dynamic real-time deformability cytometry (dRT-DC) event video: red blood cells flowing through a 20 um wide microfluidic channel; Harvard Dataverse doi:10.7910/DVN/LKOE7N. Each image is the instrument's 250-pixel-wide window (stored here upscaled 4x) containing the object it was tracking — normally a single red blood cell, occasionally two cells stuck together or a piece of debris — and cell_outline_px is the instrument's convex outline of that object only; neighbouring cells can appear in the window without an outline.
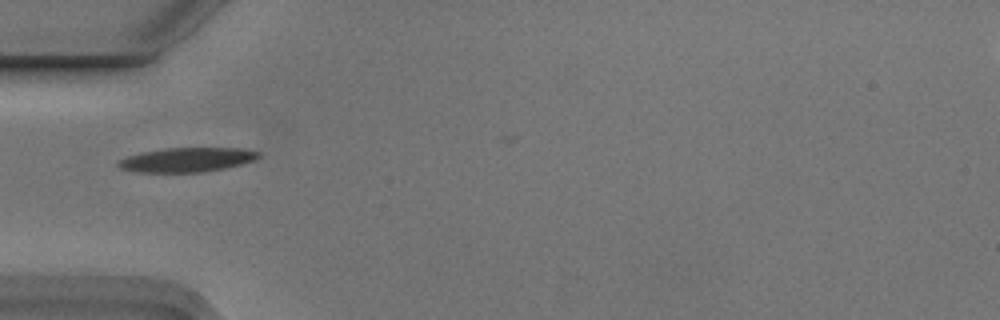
{"species": "Egyptian fruit bat (a non-hibernating species)", "species_latin": "Rousettus aegyptiacus", "temperature_condition": "cold", "stored_images_in_passage": 6, "camera_frame_rate_fps": 3000, "um_per_image_px": 0.085, "animal": {"sex": "male"}, "frame": {"image": 1, "passage_image": 3, "time_ms": 0.667, "image_size_px": [1000, 320], "cell_outline_px": [[260, 156], [256, 160], [224, 168], [200, 172], [136, 172], [120, 168], [116, 164], [120, 160], [128, 156], [140, 152], [168, 148], [240, 148], [260, 152]], "centroid_in_image_um": [15.89, 13.57], "position_along_channel_um": 69.1, "area_um2": 19.77}}
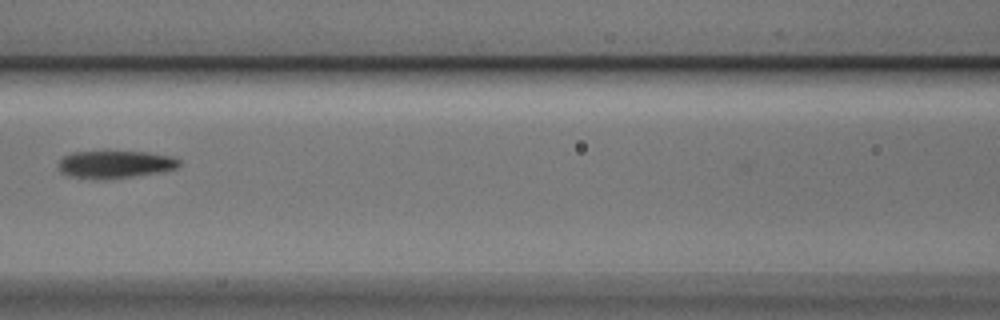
{"frame": {"image": 2, "passage_image": 5, "time_ms": 1.333, "image_size_px": [1000, 320], "cell_outline_px": [[180, 164], [176, 168], [164, 172], [100, 180], [68, 176], [60, 172], [56, 164], [64, 156], [72, 152], [144, 152], [172, 156], [180, 160]], "centroid_in_image_um": [9.76, 13.98], "position_along_channel_um": 156.8, "area_um2": 19.48}}
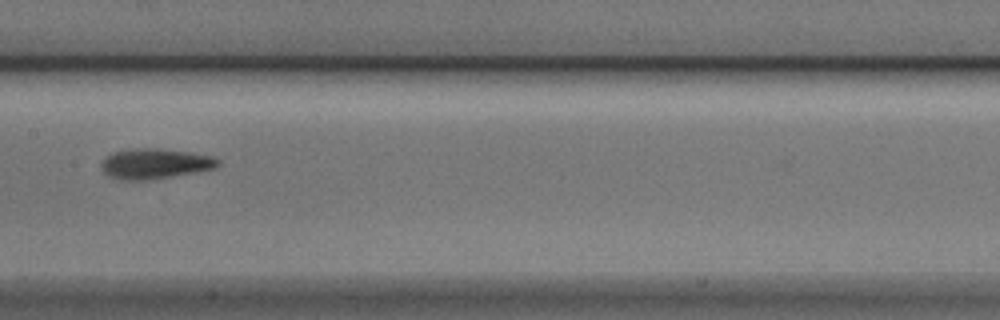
{"frame": {"image": 3, "passage_image": 6, "time_ms": 1.667, "image_size_px": [1000, 320], "cell_outline_px": [[220, 164], [212, 168], [192, 172], [148, 180], [120, 180], [108, 176], [104, 172], [100, 164], [112, 152], [136, 148], [160, 148], [192, 152], [212, 156], [220, 160]], "centroid_in_image_um": [13.14, 13.9], "position_along_channel_um": 194.3, "area_um2": 20.4}}